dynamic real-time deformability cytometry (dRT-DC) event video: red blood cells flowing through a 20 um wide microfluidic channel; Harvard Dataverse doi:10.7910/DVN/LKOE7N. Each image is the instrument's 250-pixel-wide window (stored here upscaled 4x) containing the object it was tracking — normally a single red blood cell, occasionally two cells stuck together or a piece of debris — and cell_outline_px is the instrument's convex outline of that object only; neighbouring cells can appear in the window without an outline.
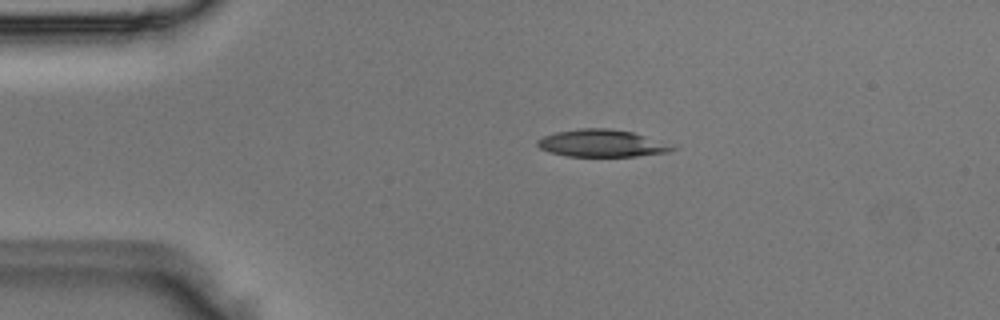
{"species": "Egyptian fruit bat (a non-hibernating species)", "species_latin": "Rousettus aegyptiacus", "temperature_condition": "room temperature", "stored_images_in_passage": 5, "camera_frame_rate_fps": 3000, "um_per_image_px": 0.085, "animal": {"sex": "male"}, "frame": {"image": 1, "passage_image": 3, "time_ms": 0.667, "image_size_px": [1000, 320], "cell_outline_px": [[680, 148], [668, 152], [636, 156], [568, 156], [552, 152], [540, 148], [536, 144], [536, 140], [544, 136], [556, 132], [580, 128], [608, 128], [632, 132]], "centroid_in_image_um": [51.14, 12.18], "position_along_channel_um": 33.9, "area_um2": 21.15}}